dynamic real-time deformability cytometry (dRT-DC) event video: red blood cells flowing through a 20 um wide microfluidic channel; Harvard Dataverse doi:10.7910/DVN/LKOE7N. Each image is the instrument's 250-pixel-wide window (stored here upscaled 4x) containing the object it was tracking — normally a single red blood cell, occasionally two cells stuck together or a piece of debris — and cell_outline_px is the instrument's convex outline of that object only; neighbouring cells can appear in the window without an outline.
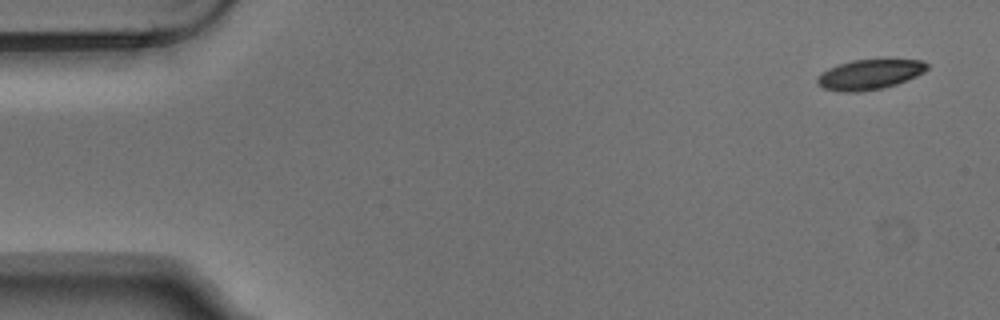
{"species": "Egyptian fruit bat (a non-hibernating species)", "species_latin": "Rousettus aegyptiacus", "temperature_condition": "warm", "stored_images_in_passage": 7, "camera_frame_rate_fps": 3000, "um_per_image_px": 0.085, "animal": {"sex": "male"}, "frame": {"image": 1, "passage_image": 1, "time_ms": 0.0, "image_size_px": [1000, 320], "cell_outline_px": [[928, 68], [924, 72], [916, 76], [896, 84], [880, 88], [856, 92], [844, 92], [824, 88], [816, 84], [816, 80], [820, 72], [836, 64], [852, 60], [924, 60], [928, 64]], "centroid_in_image_um": [73.87, 6.32], "position_along_channel_um": 11.1, "area_um2": 19.13}}
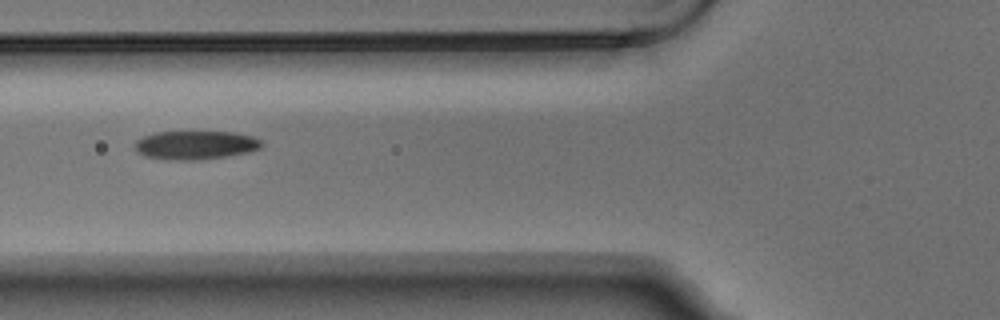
{"frame": {"image": 2, "passage_image": 6, "time_ms": 1.667, "image_size_px": [1000, 320], "cell_outline_px": [[264, 144], [260, 148], [248, 152], [228, 156], [196, 160], [180, 160], [144, 156], [136, 152], [136, 140], [144, 136], [156, 132], [236, 132], [252, 136], [260, 140]], "centroid_in_image_um": [16.64, 12.33], "position_along_channel_um": 109.2, "area_um2": 21.04}}
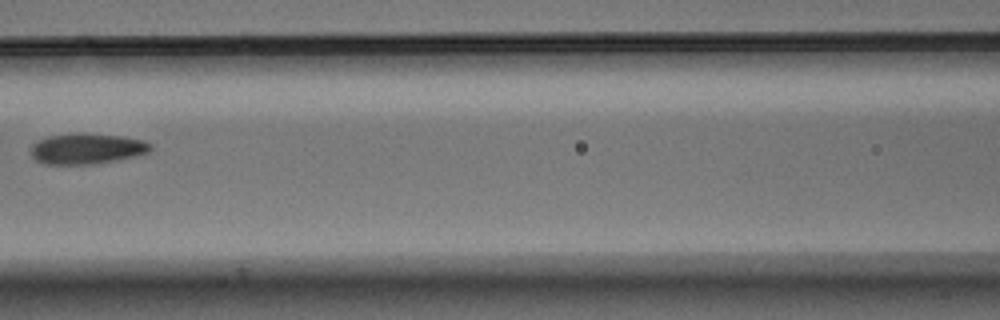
{"frame": {"image": 3, "passage_image": 7, "time_ms": 2.0, "image_size_px": [1000, 320], "cell_outline_px": [[152, 148], [148, 152], [136, 156], [116, 160], [92, 164], [44, 164], [36, 160], [32, 156], [32, 144], [36, 140], [48, 136], [76, 132], [84, 132], [124, 136], [144, 140], [152, 144]], "centroid_in_image_um": [7.39, 12.61], "position_along_channel_um": 159.2, "area_um2": 21.73}}